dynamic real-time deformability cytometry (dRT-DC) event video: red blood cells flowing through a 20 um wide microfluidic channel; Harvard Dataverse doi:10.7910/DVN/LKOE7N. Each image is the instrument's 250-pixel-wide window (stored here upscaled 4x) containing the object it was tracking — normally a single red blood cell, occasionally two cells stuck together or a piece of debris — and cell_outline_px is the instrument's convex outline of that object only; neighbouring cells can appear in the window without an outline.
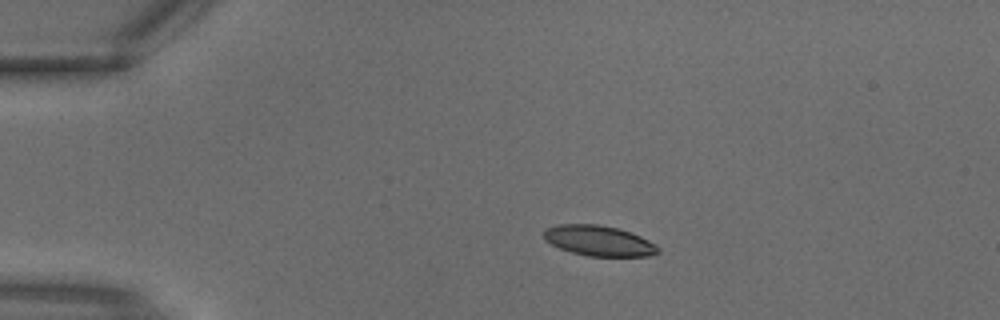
{"species": "common noctule bat (a hibernating species)", "species_latin": "Nyctalus noctula", "temperature_condition": "warm", "stored_images_in_passage": 2, "camera_frame_rate_fps": 3000, "um_per_image_px": 0.085, "animal": {"sex": "male", "body_mass_g": 18.8}, "frame": {"image": 1, "passage_image": 1, "time_ms": 0.0, "image_size_px": [1000, 320], "cell_outline_px": [[660, 252], [648, 256], [588, 256], [572, 252], [560, 248], [544, 240], [544, 228], [556, 224], [600, 224], [632, 232], [648, 240], [660, 248]], "centroid_in_image_um": [50.89, 20.45], "position_along_channel_um": 34.1, "area_um2": 20.29}}
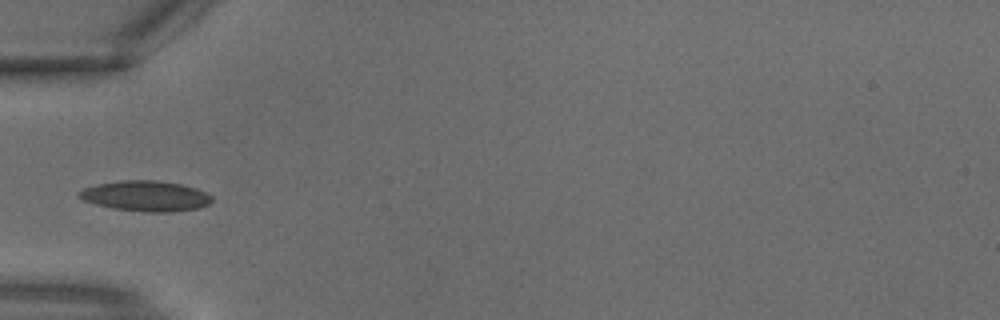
{"frame": {"image": 2, "passage_image": 2, "time_ms": 0.333, "image_size_px": [1000, 320], "cell_outline_px": [[212, 200], [208, 204], [200, 208], [168, 212], [148, 212], [112, 208], [96, 204], [84, 200], [76, 196], [76, 192], [84, 188], [96, 184], [120, 180], [156, 180], [180, 184], [196, 188], [212, 196]], "centroid_in_image_um": [12.35, 16.65], "position_along_channel_um": 72.6, "area_um2": 23.58}}